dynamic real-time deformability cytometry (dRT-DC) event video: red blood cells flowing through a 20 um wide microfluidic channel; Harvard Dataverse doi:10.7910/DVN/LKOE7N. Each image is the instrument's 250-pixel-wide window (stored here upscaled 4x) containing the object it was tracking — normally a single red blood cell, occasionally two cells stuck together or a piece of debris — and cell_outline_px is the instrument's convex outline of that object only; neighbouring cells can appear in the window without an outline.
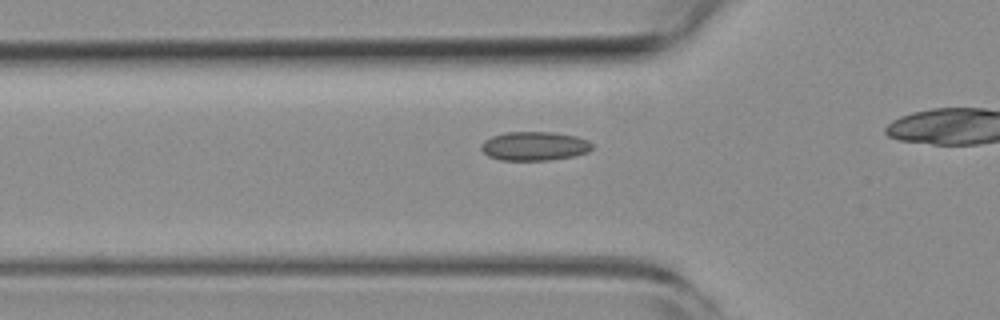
{"species": "common noctule bat (a hibernating species)", "species_latin": "Nyctalus noctula", "temperature_condition": "room temperature", "stored_images_in_passage": 31, "camera_frame_rate_fps": 3000, "um_per_image_px": 0.085, "animal": {"sex": "female", "body_mass_g": 19.3, "forearm_length_mm": 54.1}, "frame": {"image": 1, "passage_image": 6, "time_ms": 1.667, "image_size_px": [1000, 320], "cell_outline_px": [[592, 148], [588, 152], [572, 156], [548, 160], [500, 160], [488, 156], [480, 148], [480, 144], [484, 140], [492, 136], [504, 132], [556, 132], [576, 136], [588, 140], [592, 144]], "centroid_in_image_um": [45.4, 12.41], "position_along_channel_um": 80.4, "area_um2": 18.79}}
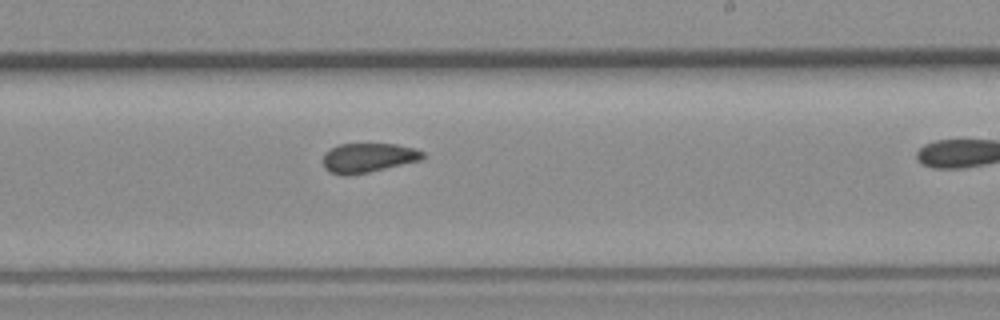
{"frame": {"image": 2, "passage_image": 20, "time_ms": 6.333, "image_size_px": [1000, 320], "cell_outline_px": [[424, 156], [420, 160], [368, 172], [348, 176], [344, 176], [332, 172], [324, 168], [324, 152], [340, 144], [396, 144], [416, 148], [424, 152]], "centroid_in_image_um": [31.29, 13.4], "position_along_channel_um": 257.7, "area_um2": 16.94}}
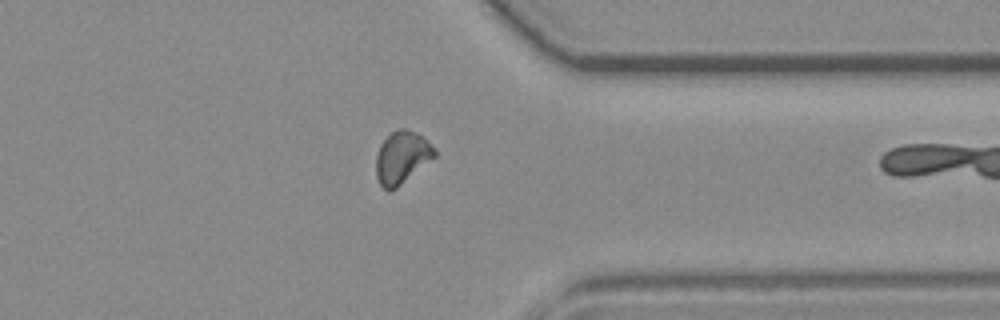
{"frame": {"image": 3, "passage_image": 30, "time_ms": 9.667, "image_size_px": [1000, 320], "cell_outline_px": [[436, 156], [396, 188], [388, 192], [380, 184], [376, 176], [376, 156], [380, 144], [392, 132], [400, 128], [404, 128], [416, 132], [436, 148]], "centroid_in_image_um": [34.16, 13.38], "position_along_channel_um": 377.2, "area_um2": 17.74}}